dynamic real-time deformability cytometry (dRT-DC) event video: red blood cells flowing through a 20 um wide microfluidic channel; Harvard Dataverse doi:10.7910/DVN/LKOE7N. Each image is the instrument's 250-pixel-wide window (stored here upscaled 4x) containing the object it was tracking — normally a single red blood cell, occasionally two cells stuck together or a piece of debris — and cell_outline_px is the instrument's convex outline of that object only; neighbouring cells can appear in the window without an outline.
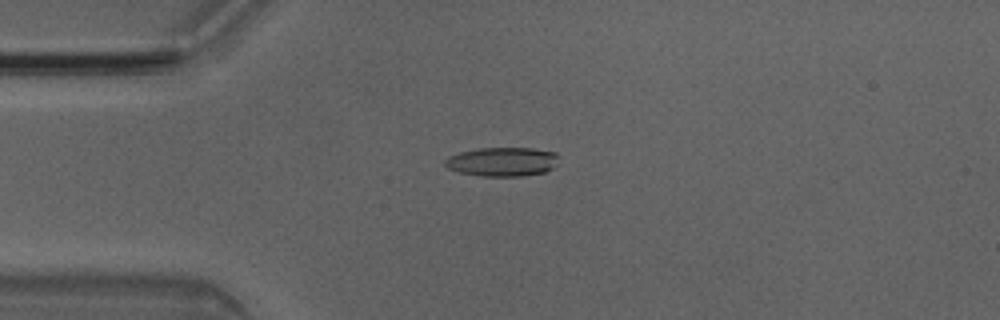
{"species": "Egyptian fruit bat (a non-hibernating species)", "species_latin": "Rousettus aegyptiacus", "temperature_condition": "room temperature", "stored_images_in_passage": 41, "camera_frame_rate_fps": 3000, "um_per_image_px": 0.085, "animal": {"sex": "male"}, "frame": {"image": 1, "passage_image": 12, "time_ms": 3.667, "image_size_px": [1000, 320], "cell_outline_px": [[560, 156], [556, 164], [552, 168], [544, 172], [520, 176], [480, 176], [460, 172], [448, 168], [444, 164], [444, 160], [448, 156], [460, 152], [480, 148], [532, 148], [556, 152]], "centroid_in_image_um": [42.71, 13.74], "position_along_channel_um": 42.3, "area_um2": 19.31}}
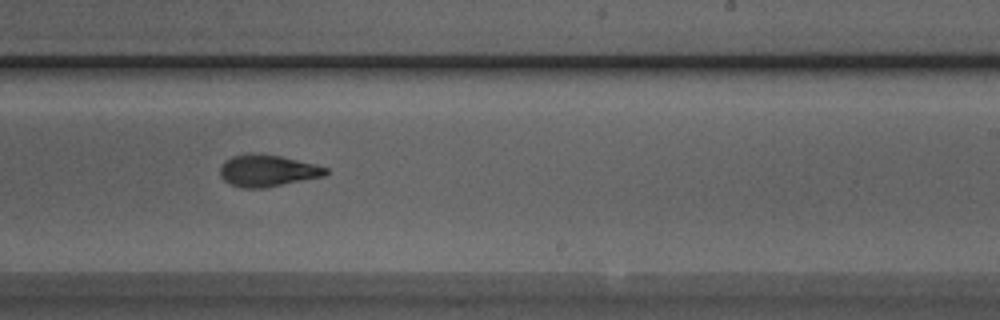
{"frame": {"image": 2, "passage_image": 30, "time_ms": 9.667, "image_size_px": [1000, 320], "cell_outline_px": [[328, 172], [324, 176], [264, 188], [244, 188], [228, 184], [220, 176], [220, 164], [224, 160], [232, 156], [248, 152], [252, 152], [280, 156], [316, 164], [328, 168]], "centroid_in_image_um": [22.69, 14.49], "position_along_channel_um": 266.3, "area_um2": 19.83}}
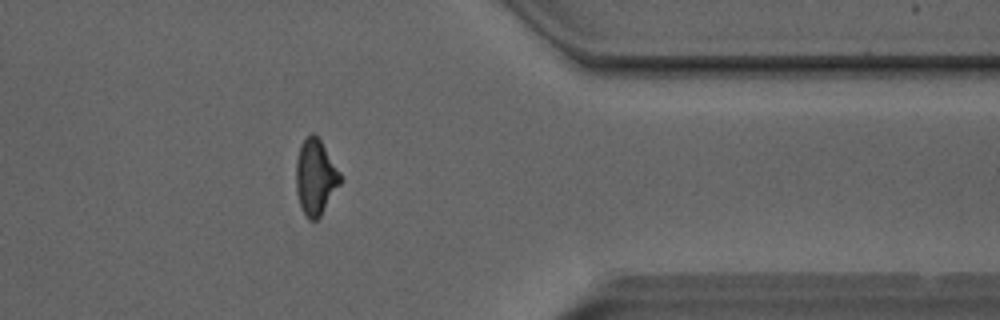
{"frame": {"image": 3, "passage_image": 40, "time_ms": 13.0, "image_size_px": [1000, 320], "cell_outline_px": [[344, 180], [320, 216], [316, 220], [308, 220], [300, 208], [296, 192], [296, 160], [300, 144], [312, 132], [320, 140], [340, 172]], "centroid_in_image_um": [26.82, 15.09], "position_along_channel_um": 384.6, "area_um2": 19.65}, "authors_computed_cell_mechanics": {"area_um2": 19.5942, "velocity_mm_per_s": 4.0694, "shape_relaxation_time_tau1_ms": 3.9391, "shape_relaxation_time_tau2_ms": 2.2116, "deformation_change_tau1": 0.179, "deformation_change_tau2": 0.1052}}